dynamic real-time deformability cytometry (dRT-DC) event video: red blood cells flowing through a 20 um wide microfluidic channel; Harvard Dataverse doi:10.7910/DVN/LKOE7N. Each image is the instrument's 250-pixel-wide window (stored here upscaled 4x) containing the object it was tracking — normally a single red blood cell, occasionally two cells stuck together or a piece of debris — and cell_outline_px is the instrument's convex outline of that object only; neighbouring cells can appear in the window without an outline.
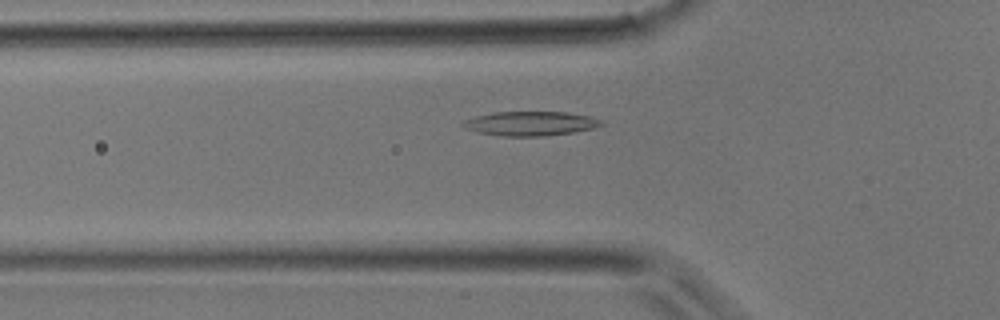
{"species": "common noctule bat (a hibernating species)", "species_latin": "Nyctalus noctula", "temperature_condition": "room temperature", "stored_images_in_passage": 36, "camera_frame_rate_fps": 3000, "um_per_image_px": 0.085, "animal": {"sex": "male", "body_mass_g": 17.9}, "frame": {"image": 1, "passage_image": 10, "time_ms": 3.0, "image_size_px": [1000, 320], "cell_outline_px": [[604, 124], [592, 128], [572, 132], [540, 136], [500, 136], [476, 132], [464, 128], [460, 124], [464, 120], [476, 116], [496, 112], [568, 112], [588, 116], [604, 120]], "centroid_in_image_um": [45.05, 10.5], "position_along_channel_um": 80.7, "area_um2": 19.54}}
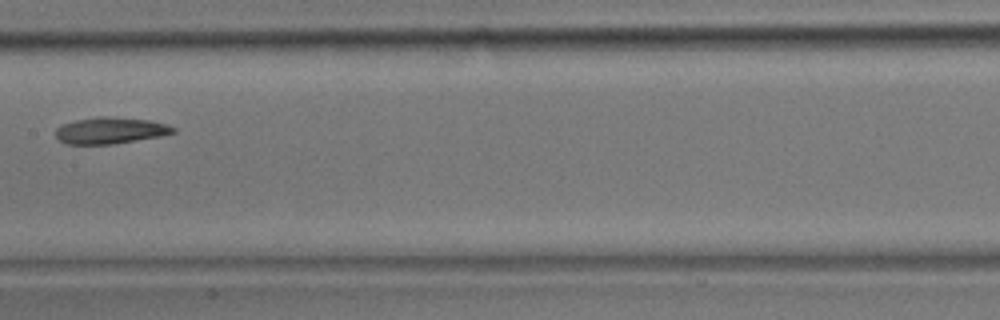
{"frame": {"image": 2, "passage_image": 17, "time_ms": 5.333, "image_size_px": [1000, 320], "cell_outline_px": [[176, 132], [160, 136], [112, 144], [68, 144], [60, 140], [56, 136], [56, 128], [64, 124], [76, 120], [96, 116], [108, 116], [148, 120], [164, 124], [176, 128]], "centroid_in_image_um": [9.37, 11.09], "position_along_channel_um": 198.0, "area_um2": 17.92}}
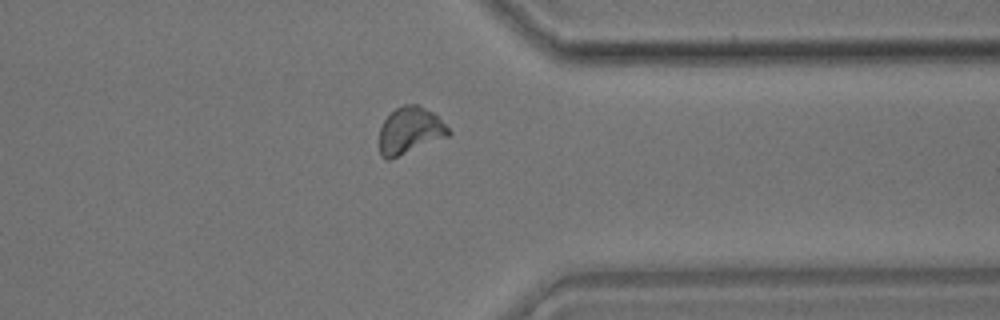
{"frame": {"image": 3, "passage_image": 28, "time_ms": 9.0, "image_size_px": [1000, 320], "cell_outline_px": [[452, 132], [448, 136], [388, 160], [384, 160], [380, 156], [380, 128], [384, 120], [396, 108], [404, 104], [420, 104], [432, 112]], "centroid_in_image_um": [34.82, 11.09], "position_along_channel_um": 376.6, "area_um2": 18.61}}